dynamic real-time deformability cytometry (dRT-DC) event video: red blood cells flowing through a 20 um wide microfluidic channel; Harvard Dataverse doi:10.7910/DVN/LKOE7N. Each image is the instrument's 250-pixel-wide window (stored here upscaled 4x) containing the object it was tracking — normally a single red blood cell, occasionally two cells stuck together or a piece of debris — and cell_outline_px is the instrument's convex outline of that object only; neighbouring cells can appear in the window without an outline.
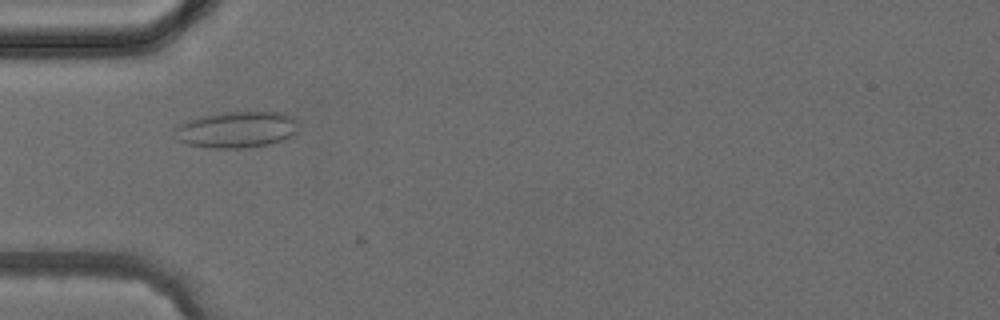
{"species": "common noctule bat (a hibernating species)", "species_latin": "Nyctalus noctula", "temperature_condition": "cold", "stored_images_in_passage": 3, "camera_frame_rate_fps": 3000, "um_per_image_px": 0.085, "animal": {"sex": "female", "body_mass_g": 24.6, "forearm_length_mm": 56.2}, "frame": {"image": 1, "passage_image": 2, "time_ms": 1.333, "image_size_px": [1000, 320], "cell_outline_px": [[300, 128], [288, 140], [272, 144], [244, 148], [208, 148], [188, 144], [176, 140], [176, 128], [180, 124], [188, 120], [200, 116], [220, 112], [284, 112], [292, 116], [296, 120]], "centroid_in_image_um": [20.18, 11.02], "position_along_channel_um": 64.8, "area_um2": 26.7}}